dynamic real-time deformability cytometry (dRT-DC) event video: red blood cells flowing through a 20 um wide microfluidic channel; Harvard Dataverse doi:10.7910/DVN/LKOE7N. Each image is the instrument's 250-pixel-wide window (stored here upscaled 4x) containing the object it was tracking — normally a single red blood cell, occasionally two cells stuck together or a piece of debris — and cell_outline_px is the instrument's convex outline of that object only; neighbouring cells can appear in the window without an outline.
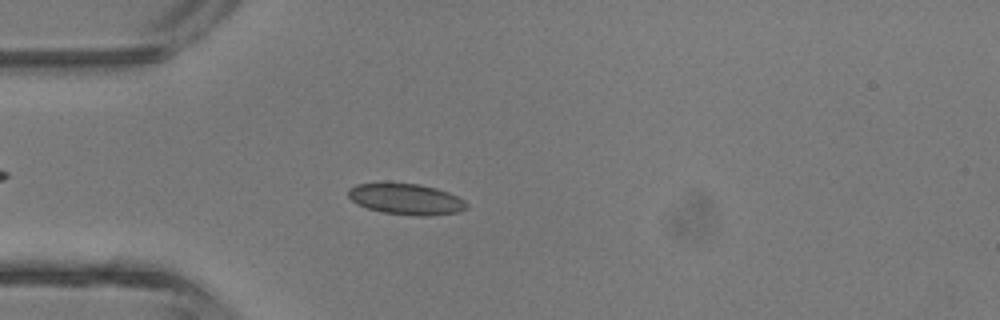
{"species": "common noctule bat (a hibernating species)", "species_latin": "Nyctalus noctula", "temperature_condition": "room temperature", "stored_images_in_passage": 44, "camera_frame_rate_fps": 3000, "um_per_image_px": 0.085, "animal": {"sex": "male", "body_mass_g": 13.3}, "frame": {"image": 1, "passage_image": 12, "time_ms": 3.667, "image_size_px": [1000, 320], "cell_outline_px": [[468, 208], [460, 212], [428, 216], [420, 216], [384, 212], [368, 208], [356, 204], [348, 196], [348, 188], [356, 184], [384, 180], [420, 184], [436, 188], [448, 192], [464, 200], [468, 204]], "centroid_in_image_um": [34.48, 16.88], "position_along_channel_um": 50.5, "area_um2": 22.08}}
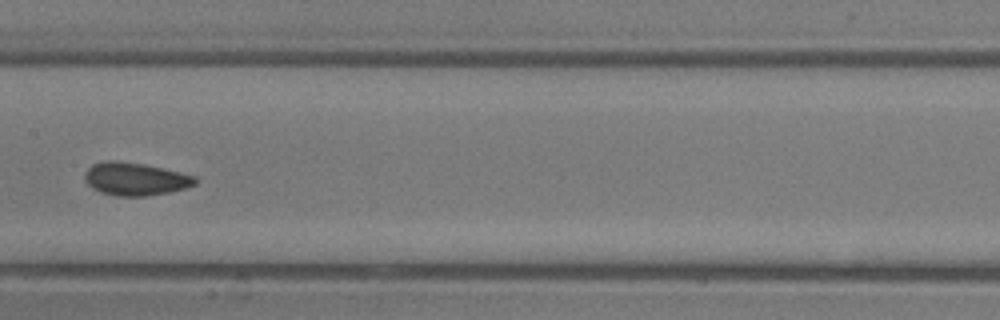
{"frame": {"image": 2, "passage_image": 22, "time_ms": 7.0, "image_size_px": [1000, 320], "cell_outline_px": [[196, 184], [188, 188], [168, 192], [144, 196], [116, 196], [100, 192], [92, 188], [84, 180], [84, 172], [92, 164], [104, 160], [116, 160], [144, 164], [164, 168], [196, 176]], "centroid_in_image_um": [11.48, 15.2], "position_along_channel_um": 195.9, "area_um2": 21.39}}
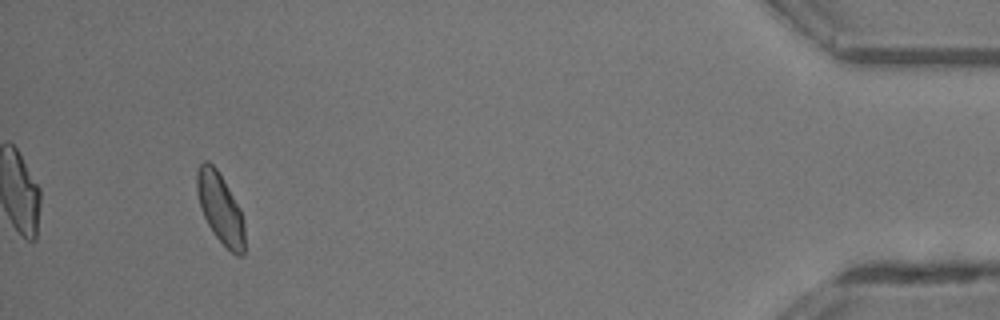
{"frame": {"image": 3, "passage_image": 41, "time_ms": 13.333, "image_size_px": [1000, 320], "cell_outline_px": [[244, 256], [236, 256], [216, 236], [208, 224], [200, 208], [196, 192], [196, 172], [200, 164], [204, 160], [208, 160], [216, 168], [240, 208], [244, 224]], "centroid_in_image_um": [18.71, 17.68], "position_along_channel_um": 416.5, "area_um2": 19.42}, "authors_computed_cell_mechanics": {"area_um2": 20.6057, "velocity_mm_per_s": 4.6615, "shape_relaxation_time_tau1_ms": 3.7245, "shape_relaxation_time_tau2_ms": 0.5929, "deformation_change_tau1": 0.0901, "deformation_change_tau2": 0.0394}}